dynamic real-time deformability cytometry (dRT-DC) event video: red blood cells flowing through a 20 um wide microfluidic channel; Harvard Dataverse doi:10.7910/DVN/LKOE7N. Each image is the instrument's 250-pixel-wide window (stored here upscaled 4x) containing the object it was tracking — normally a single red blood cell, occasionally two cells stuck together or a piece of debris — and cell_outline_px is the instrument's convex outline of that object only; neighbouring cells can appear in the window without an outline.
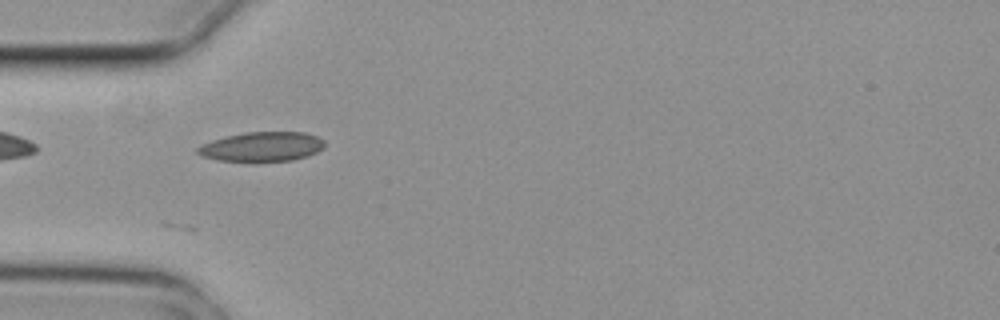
{"species": "common noctule bat (a hibernating species)", "species_latin": "Nyctalus noctula", "temperature_condition": "cold", "stored_images_in_passage": 4, "camera_frame_rate_fps": 3000, "um_per_image_px": 0.085, "animal": {"sex": "female", "body_mass_g": 29.2, "forearm_length_mm": 56.3}, "frame": {"image": 1, "passage_image": 2, "time_ms": 0.333, "image_size_px": [1000, 320], "cell_outline_px": [[324, 148], [308, 156], [292, 160], [252, 164], [216, 160], [204, 156], [196, 152], [196, 148], [200, 144], [212, 140], [244, 132], [304, 132], [316, 136], [324, 140]], "centroid_in_image_um": [22.24, 12.51], "position_along_channel_um": 62.8, "area_um2": 22.6}}
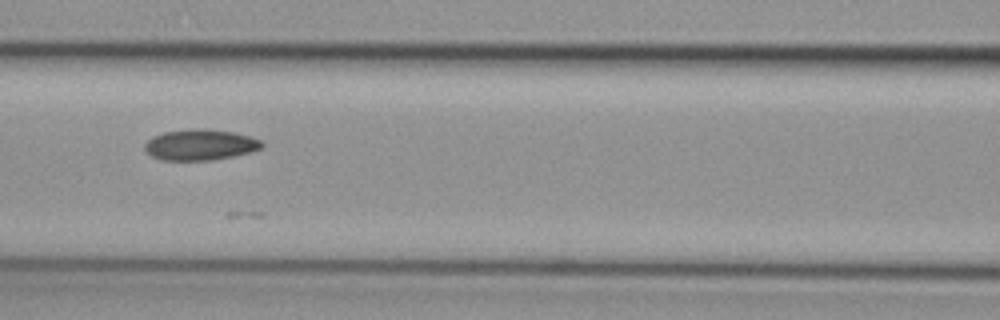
{"frame": {"image": 2, "passage_image": 4, "time_ms": 1.0, "image_size_px": [1000, 320], "cell_outline_px": [[264, 144], [260, 148], [252, 152], [212, 160], [160, 160], [152, 156], [144, 148], [144, 144], [152, 136], [164, 132], [192, 128], [204, 128], [232, 132], [252, 136], [260, 140]], "centroid_in_image_um": [17.01, 12.3], "position_along_channel_um": 149.6, "area_um2": 21.15}}